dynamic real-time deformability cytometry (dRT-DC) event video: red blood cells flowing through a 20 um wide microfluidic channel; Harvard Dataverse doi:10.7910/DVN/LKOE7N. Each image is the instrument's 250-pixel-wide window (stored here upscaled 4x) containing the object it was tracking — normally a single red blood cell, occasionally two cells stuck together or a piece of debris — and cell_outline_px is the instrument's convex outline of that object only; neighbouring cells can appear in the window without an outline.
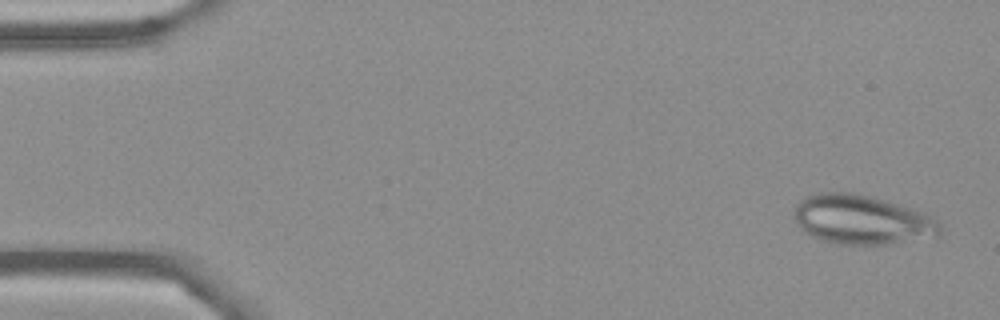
{"species": "Egyptian fruit bat (a non-hibernating species)", "species_latin": "Rousettus aegyptiacus", "temperature_condition": "cold", "stored_images_in_passage": 54, "camera_frame_rate_fps": 3000, "um_per_image_px": 0.085, "frame": {"image": 1, "passage_image": 2, "time_ms": 0.333, "image_size_px": [1000, 320], "cell_outline_px": [[940, 232], [936, 236], [888, 244], [840, 244], [820, 240], [804, 232], [800, 228], [792, 216], [796, 204], [804, 196], [820, 192], [852, 192], [916, 208], [940, 220]], "centroid_in_image_um": [73.24, 18.66], "position_along_channel_um": 11.8, "area_um2": 42.31}}
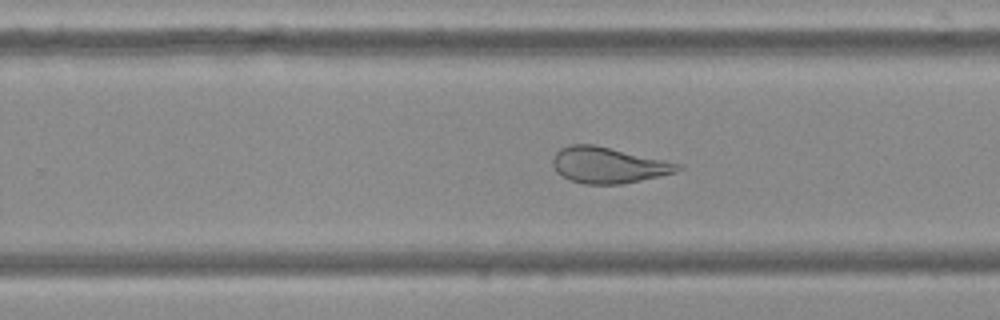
{"frame": {"image": 2, "passage_image": 34, "time_ms": 11.0, "image_size_px": [1000, 320], "cell_outline_px": [[684, 168], [676, 172], [624, 184], [584, 184], [572, 180], [556, 172], [552, 164], [552, 156], [560, 148], [572, 144], [596, 144], [684, 164]], "centroid_in_image_um": [51.73, 14.02], "position_along_channel_um": 278.1, "area_um2": 26.53}}
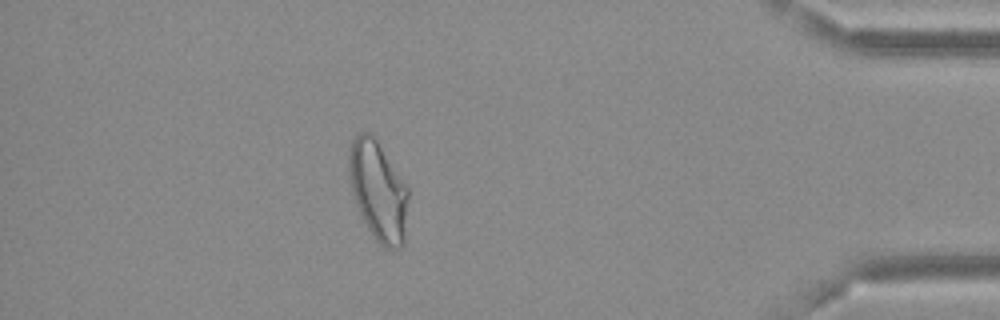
{"frame": {"image": 3, "passage_image": 48, "time_ms": 15.667, "image_size_px": [1000, 320], "cell_outline_px": [[408, 196], [404, 244], [400, 248], [384, 248], [372, 236], [356, 204], [352, 192], [348, 176], [348, 148], [352, 140], [360, 132], [368, 132], [376, 136], [408, 188]], "centroid_in_image_um": [32.13, 16.18], "position_along_channel_um": 403.1, "area_um2": 34.74}}